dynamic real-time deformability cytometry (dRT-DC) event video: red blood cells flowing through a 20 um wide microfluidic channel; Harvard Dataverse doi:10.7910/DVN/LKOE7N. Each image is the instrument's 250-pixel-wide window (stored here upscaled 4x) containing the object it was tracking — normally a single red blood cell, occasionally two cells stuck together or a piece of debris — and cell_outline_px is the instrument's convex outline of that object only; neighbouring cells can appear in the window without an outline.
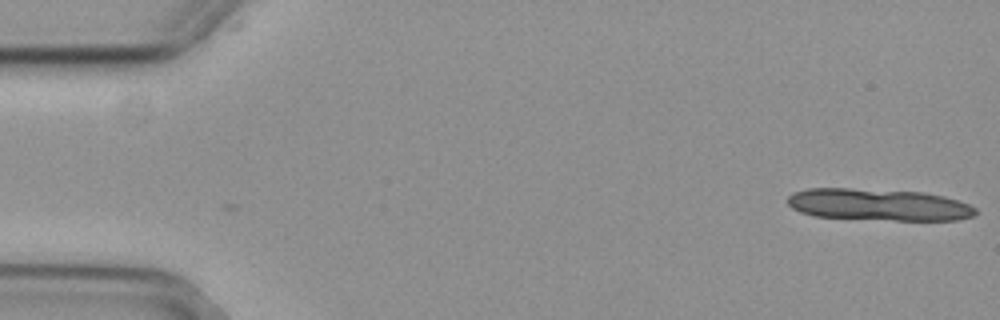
{"species": "common noctule bat (a hibernating species)", "species_latin": "Nyctalus noctula", "temperature_condition": "cold", "stored_images_in_passage": 15, "camera_frame_rate_fps": 3000, "um_per_image_px": 0.085, "animal": {"sex": "female", "body_mass_g": 29.2, "forearm_length_mm": 56.3}, "frame": {"image": 1, "passage_image": 1, "time_ms": 0.0, "image_size_px": [1000, 320], "cell_outline_px": [[976, 212], [972, 216], [956, 220], [896, 220], [812, 216], [800, 212], [792, 208], [788, 204], [788, 196], [792, 192], [808, 188], [848, 188], [924, 192], [944, 196], [968, 204], [976, 208]], "centroid_in_image_um": [74.64, 17.39], "position_along_channel_um": 10.4, "area_um2": 34.85}}